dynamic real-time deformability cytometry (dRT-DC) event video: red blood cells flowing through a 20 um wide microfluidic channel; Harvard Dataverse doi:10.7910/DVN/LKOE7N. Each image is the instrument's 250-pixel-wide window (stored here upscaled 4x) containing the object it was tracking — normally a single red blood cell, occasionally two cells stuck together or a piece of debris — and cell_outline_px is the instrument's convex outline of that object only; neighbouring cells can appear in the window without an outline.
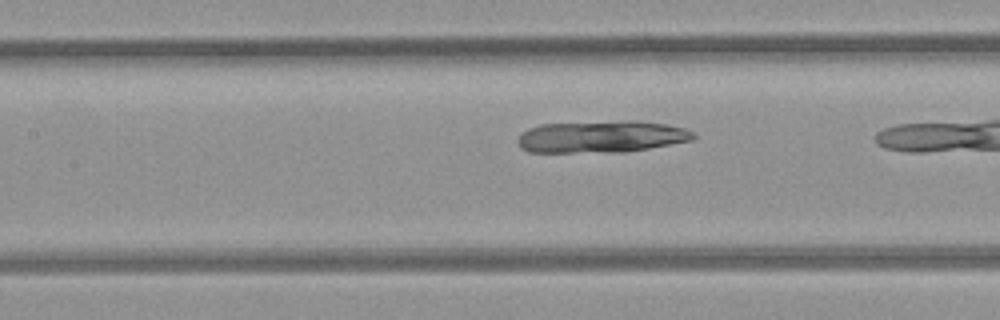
{"species": "common noctule bat (a hibernating species)", "species_latin": "Nyctalus noctula", "temperature_condition": "room temperature", "stored_images_in_passage": 10, "camera_frame_rate_fps": 3000, "um_per_image_px": 0.085, "animal": {"sex": "female", "body_mass_g": 21.9}, "frame": {"image": 1, "passage_image": 6, "time_ms": 1.667, "image_size_px": [1000, 320], "cell_outline_px": [[696, 136], [692, 140], [648, 148], [624, 152], [528, 152], [520, 148], [516, 140], [520, 132], [528, 128], [540, 124], [624, 120], [636, 120], [668, 124], [684, 128], [692, 132]], "centroid_in_image_um": [51.06, 11.6], "position_along_channel_um": 156.3, "area_um2": 33.06}}
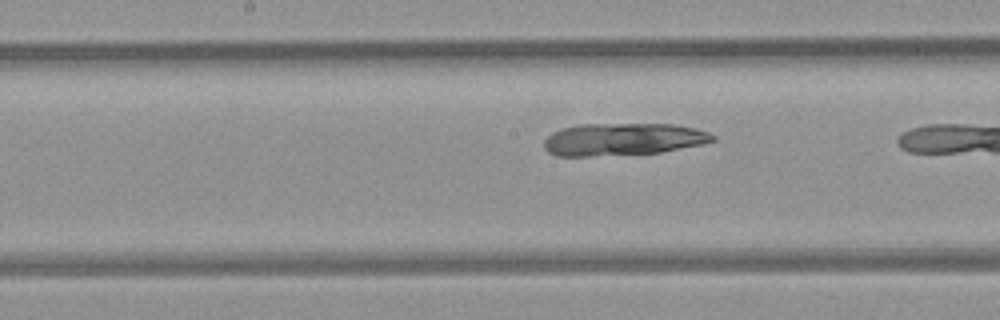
{"frame": {"image": 2, "passage_image": 9, "time_ms": 2.667, "image_size_px": [1000, 320], "cell_outline_px": [[716, 140], [704, 144], [660, 152], [588, 156], [556, 156], [548, 152], [544, 148], [544, 140], [552, 132], [564, 128], [580, 124], [676, 124], [696, 128], [708, 132], [716, 136]], "centroid_in_image_um": [52.98, 11.83], "position_along_channel_um": 195.2, "area_um2": 31.85}}